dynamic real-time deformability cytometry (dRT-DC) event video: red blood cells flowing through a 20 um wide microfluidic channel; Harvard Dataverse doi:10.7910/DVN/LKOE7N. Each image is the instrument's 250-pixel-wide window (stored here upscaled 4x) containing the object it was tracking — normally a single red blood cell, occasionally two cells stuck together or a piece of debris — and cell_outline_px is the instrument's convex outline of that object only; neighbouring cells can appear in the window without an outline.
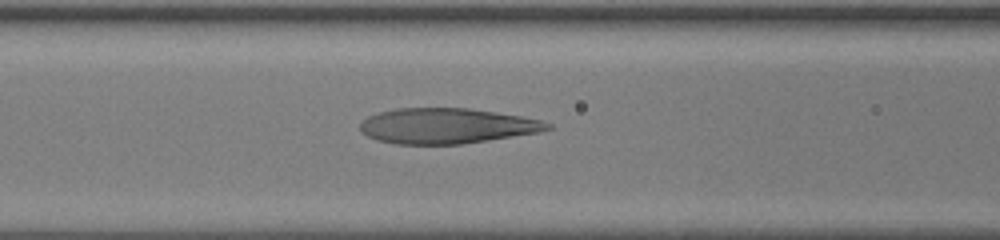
{"species": "human", "species_latin": "Homo sapiens", "temperature_condition": "room temperature", "stored_images_in_passage": 39, "camera_frame_rate_fps": 3000, "um_per_image_px": 0.085, "donor": {"sex": "female"}, "frame": {"image": 1, "passage_image": 12, "time_ms": 3.667, "image_size_px": [1000, 240], "cell_outline_px": [[552, 128], [540, 132], [488, 140], [460, 144], [396, 144], [376, 140], [368, 136], [360, 128], [360, 124], [368, 116], [376, 112], [396, 108], [468, 108], [496, 112], [520, 116], [540, 120], [552, 124]], "centroid_in_image_um": [37.96, 10.69], "position_along_channel_um": 128.6, "area_um2": 38.55}}
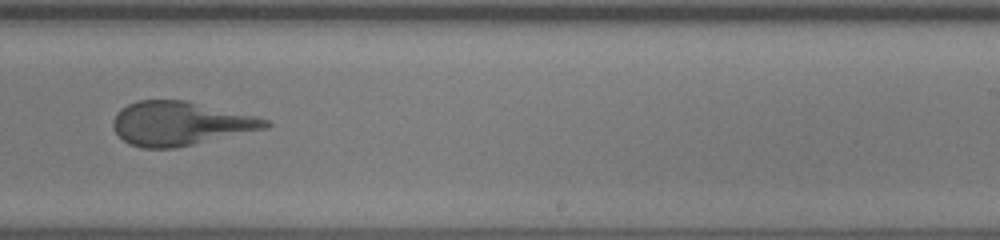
{"frame": {"image": 2, "passage_image": 22, "time_ms": 7.0, "image_size_px": [1000, 240], "cell_outline_px": [[272, 124], [268, 128], [176, 148], [140, 148], [128, 144], [112, 128], [112, 120], [116, 112], [120, 108], [136, 100], [188, 100], [256, 116], [268, 120]], "centroid_in_image_um": [15.3, 10.49], "position_along_channel_um": 273.7, "area_um2": 39.3}}
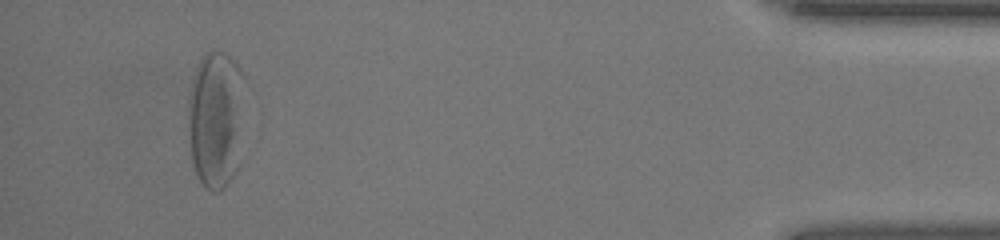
{"frame": {"image": 3, "passage_image": 36, "time_ms": 11.667, "image_size_px": [1000, 240], "cell_outline_px": [[248, 80], [244, 160], [240, 168], [228, 184], [220, 192], [212, 192], [204, 188], [196, 172], [192, 160], [188, 128], [188, 96], [196, 68], [200, 60], [212, 48], [228, 56], [240, 68]], "centroid_in_image_um": [18.49, 10.18], "position_along_channel_um": 416.7, "area_um2": 48.84}}